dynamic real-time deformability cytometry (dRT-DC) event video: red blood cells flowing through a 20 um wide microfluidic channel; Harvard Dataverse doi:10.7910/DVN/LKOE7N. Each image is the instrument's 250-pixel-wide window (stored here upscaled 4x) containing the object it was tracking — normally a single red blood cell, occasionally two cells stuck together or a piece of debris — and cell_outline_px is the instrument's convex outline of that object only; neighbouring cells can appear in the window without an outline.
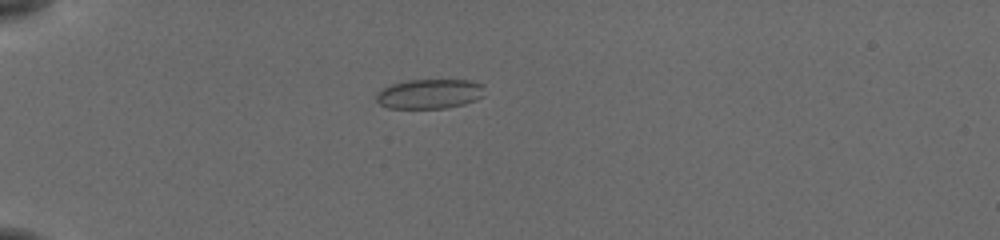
{"species": "common noctule bat (a hibernating species)", "species_latin": "Nyctalus noctula", "temperature_condition": "cold", "stored_images_in_passage": 40, "camera_frame_rate_fps": 3000, "um_per_image_px": 0.085, "animal": {"sex": "female", "body_mass_g": 19.5, "forearm_length_mm": 54.1}, "frame": {"image": 1, "passage_image": 1, "time_ms": 0.0, "image_size_px": [1000, 240], "cell_outline_px": [[484, 96], [476, 100], [464, 104], [444, 108], [388, 108], [380, 104], [376, 100], [376, 92], [392, 84], [408, 80], [468, 80], [480, 84]], "centroid_in_image_um": [36.48, 7.98], "position_along_channel_um": 48.5, "area_um2": 18.55}}
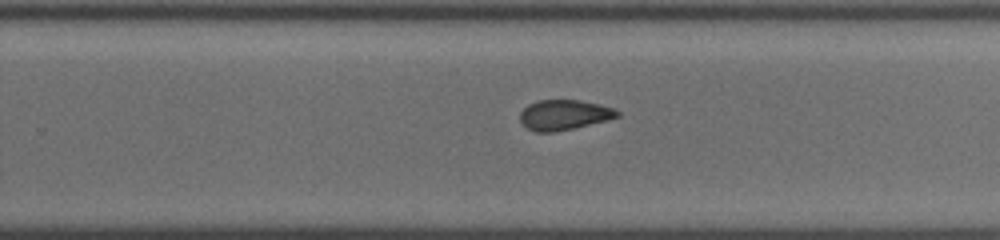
{"frame": {"image": 2, "passage_image": 22, "time_ms": 7.0, "image_size_px": [1000, 240], "cell_outline_px": [[620, 116], [572, 128], [552, 132], [536, 132], [528, 128], [520, 120], [520, 112], [528, 104], [540, 100], [580, 100], [600, 104], [616, 108], [620, 112]], "centroid_in_image_um": [47.95, 9.74], "position_along_channel_um": 281.8, "area_um2": 16.88}}
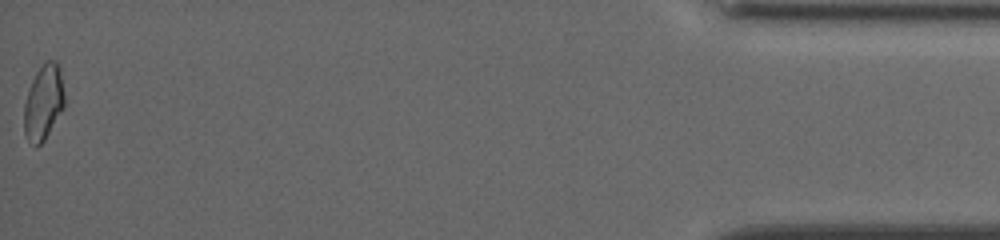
{"frame": {"image": 3, "passage_image": 40, "time_ms": 13.0, "image_size_px": [1000, 240], "cell_outline_px": [[64, 108], [44, 140], [36, 148], [28, 140], [24, 132], [24, 104], [32, 80], [36, 72], [44, 60], [56, 60], [60, 68], [64, 96]], "centroid_in_image_um": [3.7, 8.69], "position_along_channel_um": 431.5, "area_um2": 17.74}, "authors_computed_cell_mechanics": {"area_um2": 17.6579, "velocity_mm_per_s": 3.8179, "shape_relaxation_time_tau1_ms": null, "shape_relaxation_time_tau2_ms": 2.3069, "deformation_change_tau1": null, "deformation_change_tau2": 0.0697}}